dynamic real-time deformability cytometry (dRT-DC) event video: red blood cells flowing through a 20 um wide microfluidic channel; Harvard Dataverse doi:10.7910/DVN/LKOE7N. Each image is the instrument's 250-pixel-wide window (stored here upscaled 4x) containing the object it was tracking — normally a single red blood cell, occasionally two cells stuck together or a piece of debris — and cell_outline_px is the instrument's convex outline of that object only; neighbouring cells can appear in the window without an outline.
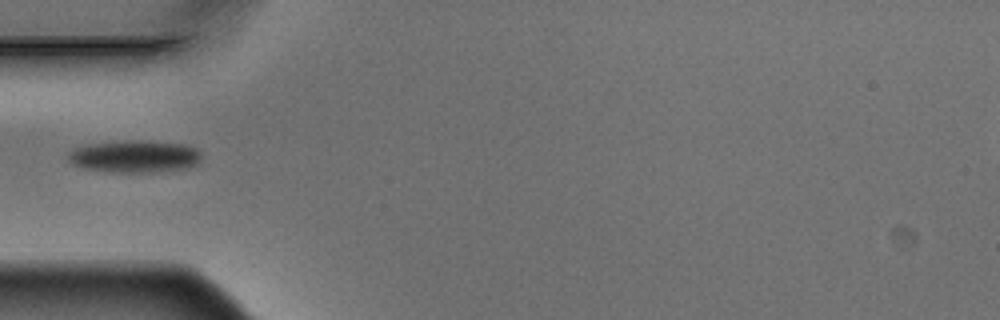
{"species": "Egyptian fruit bat (a non-hibernating species)", "species_latin": "Rousettus aegyptiacus", "temperature_condition": "warm", "stored_images_in_passage": 3, "camera_frame_rate_fps": 3000, "um_per_image_px": 0.085, "animal": {"sex": "male"}, "frame": {"image": 1, "passage_image": 3, "time_ms": 0.667, "image_size_px": [1000, 320], "cell_outline_px": [[200, 164], [188, 168], [160, 172], [104, 172], [84, 168], [72, 164], [68, 160], [68, 152], [72, 148], [84, 144], [124, 140], [136, 140], [184, 144], [196, 148], [200, 152]], "centroid_in_image_um": [11.42, 13.3], "position_along_channel_um": 73.6, "area_um2": 25.61}}